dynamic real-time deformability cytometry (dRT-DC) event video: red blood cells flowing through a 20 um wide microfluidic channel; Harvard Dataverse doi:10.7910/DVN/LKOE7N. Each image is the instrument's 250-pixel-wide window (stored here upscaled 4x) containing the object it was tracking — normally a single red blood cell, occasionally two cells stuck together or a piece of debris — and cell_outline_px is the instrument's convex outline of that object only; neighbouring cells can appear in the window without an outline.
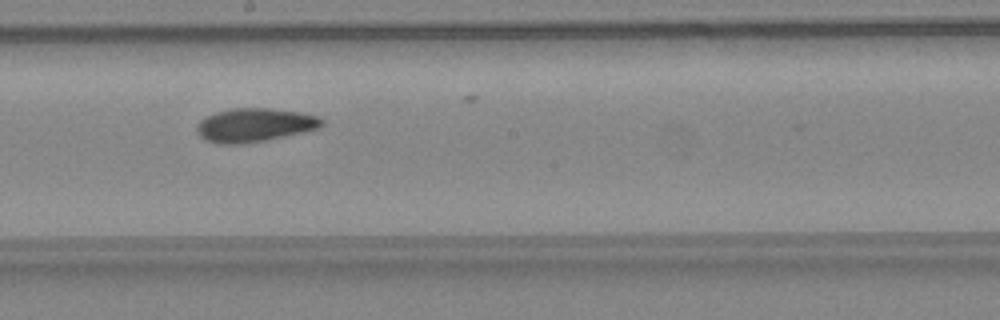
{"species": "common noctule bat (a hibernating species)", "species_latin": "Nyctalus noctula", "temperature_condition": "warm", "stored_images_in_passage": 38, "camera_frame_rate_fps": 3000, "um_per_image_px": 0.085, "animal": {"sex": "female", "body_mass_g": 24.6, "forearm_length_mm": 56.2}, "frame": {"image": 1, "passage_image": 22, "time_ms": 7.0, "image_size_px": [1000, 320], "cell_outline_px": [[324, 124], [320, 128], [268, 140], [244, 144], [216, 144], [204, 140], [196, 132], [196, 124], [200, 120], [216, 112], [232, 108], [268, 108], [300, 112], [320, 116], [324, 120]], "centroid_in_image_um": [21.64, 10.64], "position_along_channel_um": 226.6, "area_um2": 24.85}}
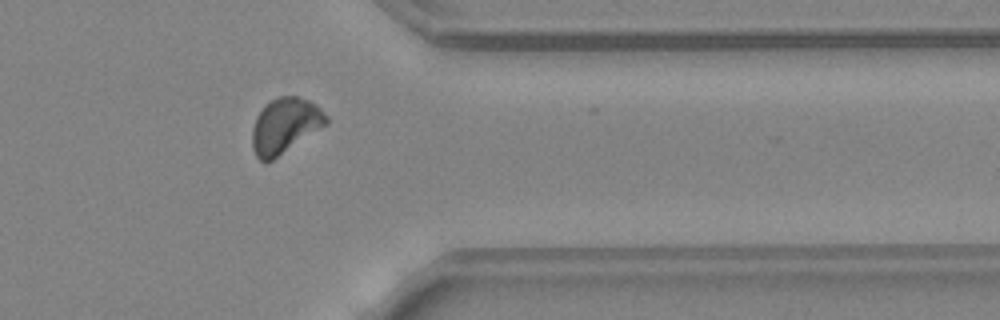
{"frame": {"image": 2, "passage_image": 33, "time_ms": 10.667, "image_size_px": [1000, 320], "cell_outline_px": [[328, 124], [272, 160], [260, 160], [256, 156], [252, 148], [252, 128], [256, 116], [264, 104], [280, 96], [296, 96], [308, 100], [316, 104], [328, 116]], "centroid_in_image_um": [24.22, 10.66], "position_along_channel_um": 387.2, "area_um2": 23.81}}